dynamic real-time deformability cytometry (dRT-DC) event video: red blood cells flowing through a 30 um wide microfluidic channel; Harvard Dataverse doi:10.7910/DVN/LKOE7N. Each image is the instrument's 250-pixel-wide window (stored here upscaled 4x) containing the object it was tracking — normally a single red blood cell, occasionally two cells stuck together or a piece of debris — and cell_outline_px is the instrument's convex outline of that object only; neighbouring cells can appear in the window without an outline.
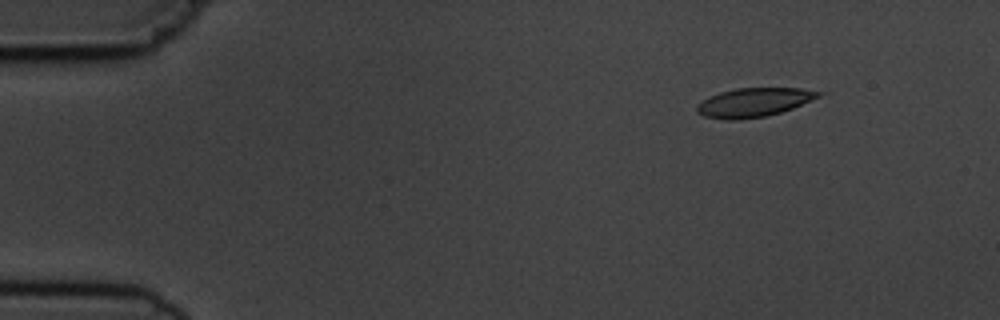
{"species": "common noctule bat (a hibernating species)", "species_latin": "Nyctalus noctula", "temperature_condition": "cold", "stored_images_in_passage": 7, "camera_frame_rate_fps": 3000, "um_per_image_px": 0.085, "animal": {"sex": "male", "body_mass_g": 19.5, "forearm_length_mm": 54.6}, "frame": {"image": 1, "passage_image": 2, "time_ms": 1.0, "image_size_px": [1000, 320], "cell_outline_px": [[828, 92], [820, 96], [792, 108], [780, 112], [764, 116], [736, 120], [724, 120], [704, 116], [696, 112], [696, 104], [720, 92], [736, 88], [800, 88]], "centroid_in_image_um": [64.08, 8.7], "position_along_channel_um": 20.9, "area_um2": 20.4}}
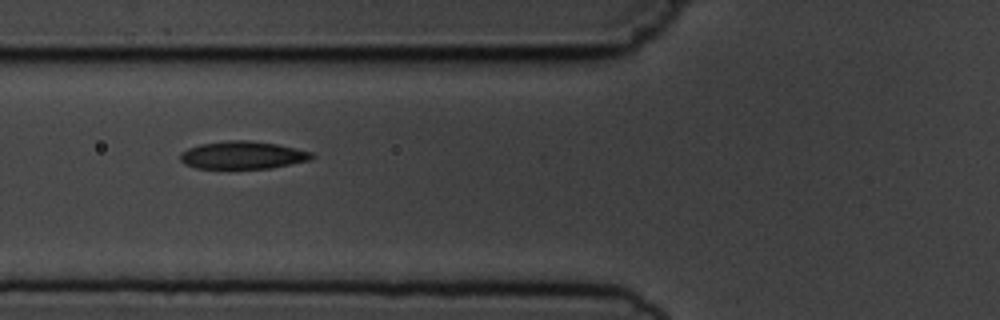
{"frame": {"image": 2, "passage_image": 6, "time_ms": 5.667, "image_size_px": [1000, 320], "cell_outline_px": [[316, 156], [312, 160], [272, 168], [196, 168], [184, 164], [180, 160], [180, 152], [188, 148], [200, 144], [228, 140], [248, 140], [276, 144], [296, 148], [312, 152]], "centroid_in_image_um": [20.65, 13.18], "position_along_channel_um": 105.1, "area_um2": 21.39}}
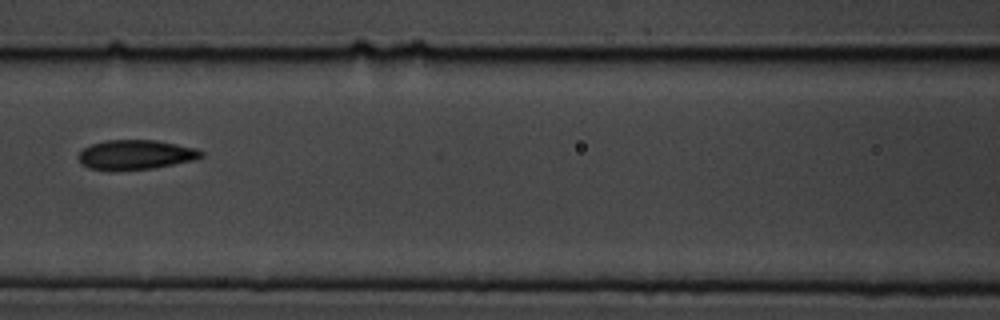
{"frame": {"image": 3, "passage_image": 7, "time_ms": 7.0, "image_size_px": [1000, 320], "cell_outline_px": [[204, 156], [196, 160], [152, 168], [112, 172], [108, 172], [88, 168], [80, 164], [76, 156], [84, 148], [92, 144], [108, 140], [156, 140], [196, 148], [204, 152]], "centroid_in_image_um": [11.49, 13.18], "position_along_channel_um": 155.1, "area_um2": 21.68}}